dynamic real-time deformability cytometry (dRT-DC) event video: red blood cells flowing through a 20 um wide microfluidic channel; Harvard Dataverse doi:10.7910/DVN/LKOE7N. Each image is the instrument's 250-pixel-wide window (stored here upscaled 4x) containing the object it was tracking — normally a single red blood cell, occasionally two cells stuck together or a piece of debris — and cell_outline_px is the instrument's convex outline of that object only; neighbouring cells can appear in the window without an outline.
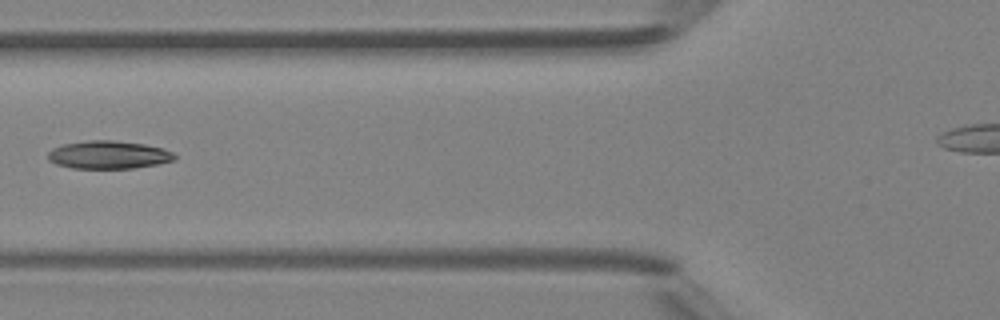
{"species": "Egyptian fruit bat (a non-hibernating species)", "species_latin": "Rousettus aegyptiacus", "temperature_condition": "room temperature", "stored_images_in_passage": 7, "segment_of_instrument_passage": [1, 2], "camera_frame_rate_fps": 3000, "um_per_image_px": 0.085, "animal": {"sex": "female"}, "frame": {"image": 1, "passage_image": 5, "time_ms": 4.667, "image_size_px": [1000, 320], "cell_outline_px": [[176, 160], [156, 164], [132, 168], [72, 168], [56, 164], [48, 160], [48, 152], [52, 148], [64, 144], [88, 140], [112, 140], [144, 144], [164, 148], [172, 152], [176, 156]], "centroid_in_image_um": [9.22, 13.15], "position_along_channel_um": 116.6, "area_um2": 20.63}}
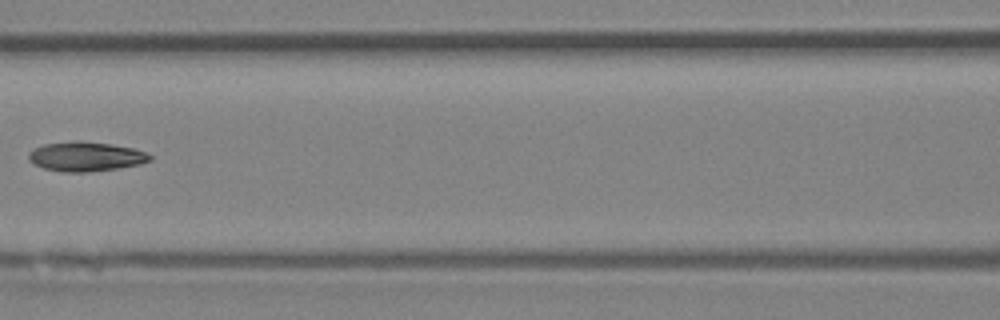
{"frame": {"image": 2, "passage_image": 6, "time_ms": 5.667, "image_size_px": [1000, 320], "cell_outline_px": [[152, 160], [140, 164], [116, 168], [88, 172], [64, 172], [44, 168], [28, 160], [28, 152], [32, 148], [44, 144], [72, 140], [80, 140], [112, 144], [132, 148], [144, 152], [152, 156]], "centroid_in_image_um": [7.25, 13.29], "position_along_channel_um": 159.3, "area_um2": 20.92}}